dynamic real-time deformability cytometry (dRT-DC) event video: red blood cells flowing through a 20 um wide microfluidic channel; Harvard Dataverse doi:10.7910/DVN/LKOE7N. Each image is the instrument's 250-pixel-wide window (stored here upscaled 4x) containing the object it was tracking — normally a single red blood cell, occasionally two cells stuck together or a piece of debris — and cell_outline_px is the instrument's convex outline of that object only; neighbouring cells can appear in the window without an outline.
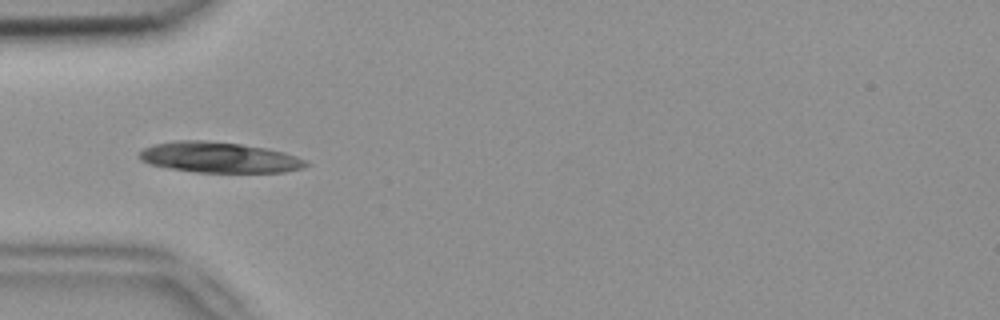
{"species": "common noctule bat (a hibernating species)", "species_latin": "Nyctalus noctula", "temperature_condition": "room temperature", "stored_images_in_passage": 3, "camera_frame_rate_fps": 3000, "um_per_image_px": 0.085, "animal": {"sex": "female", "body_mass_g": 18.4}, "frame": {"image": 1, "passage_image": 3, "time_ms": 0.667, "image_size_px": [1000, 320], "cell_outline_px": [[308, 164], [304, 168], [284, 172], [196, 172], [168, 168], [148, 164], [140, 160], [140, 152], [144, 148], [156, 144], [176, 140], [208, 140], [240, 144], [268, 148], [284, 152], [296, 156], [304, 160]], "centroid_in_image_um": [18.63, 13.38], "position_along_channel_um": 66.4, "area_um2": 29.71}}